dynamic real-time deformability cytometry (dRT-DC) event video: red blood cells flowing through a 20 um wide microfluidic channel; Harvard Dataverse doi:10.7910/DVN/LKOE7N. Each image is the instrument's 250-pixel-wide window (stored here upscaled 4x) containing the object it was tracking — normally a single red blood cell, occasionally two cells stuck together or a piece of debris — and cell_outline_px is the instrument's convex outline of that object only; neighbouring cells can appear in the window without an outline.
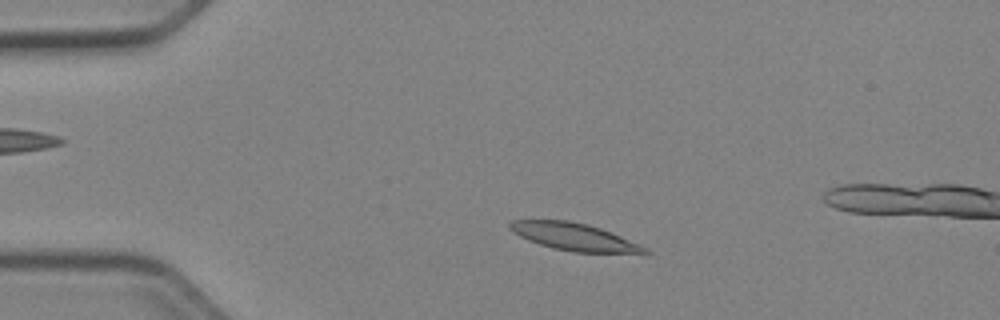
{"species": "Egyptian fruit bat (a non-hibernating species)", "species_latin": "Rousettus aegyptiacus", "temperature_condition": "cold", "stored_images_in_passage": 12, "camera_frame_rate_fps": 3000, "um_per_image_px": 0.085, "animal": {"sex": "female"}, "frame": {"image": 1, "passage_image": 7, "time_ms": 2.0, "image_size_px": [1000, 320], "cell_outline_px": [[652, 252], [572, 252], [552, 248], [528, 240], [512, 232], [508, 228], [508, 224], [512, 220], [568, 220], [588, 224], [600, 228], [640, 244], [648, 248]], "centroid_in_image_um": [48.74, 20.11], "position_along_channel_um": 36.3, "area_um2": 21.27}}